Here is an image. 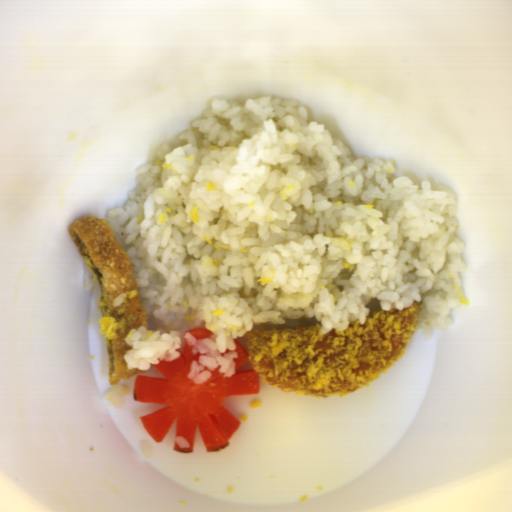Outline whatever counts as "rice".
<instances>
[{"instance_id":"652b925c","label":"rice","mask_w":512,"mask_h":512,"mask_svg":"<svg viewBox=\"0 0 512 512\" xmlns=\"http://www.w3.org/2000/svg\"><path fill=\"white\" fill-rule=\"evenodd\" d=\"M396 172L355 159L298 98L212 97L106 213L146 314L124 340L129 369L173 362L186 339L204 353L188 379L233 377L235 339L255 325L347 330L415 302L426 339L454 328L467 305L458 201ZM198 327L214 335L186 332Z\"/></svg>"},{"instance_id":"023b6e5f","label":"rice","mask_w":512,"mask_h":512,"mask_svg":"<svg viewBox=\"0 0 512 512\" xmlns=\"http://www.w3.org/2000/svg\"><path fill=\"white\" fill-rule=\"evenodd\" d=\"M174 440H175L176 444L179 445L182 448H186L187 449L190 446V444L184 438H182L181 436L177 437Z\"/></svg>"}]
</instances>
